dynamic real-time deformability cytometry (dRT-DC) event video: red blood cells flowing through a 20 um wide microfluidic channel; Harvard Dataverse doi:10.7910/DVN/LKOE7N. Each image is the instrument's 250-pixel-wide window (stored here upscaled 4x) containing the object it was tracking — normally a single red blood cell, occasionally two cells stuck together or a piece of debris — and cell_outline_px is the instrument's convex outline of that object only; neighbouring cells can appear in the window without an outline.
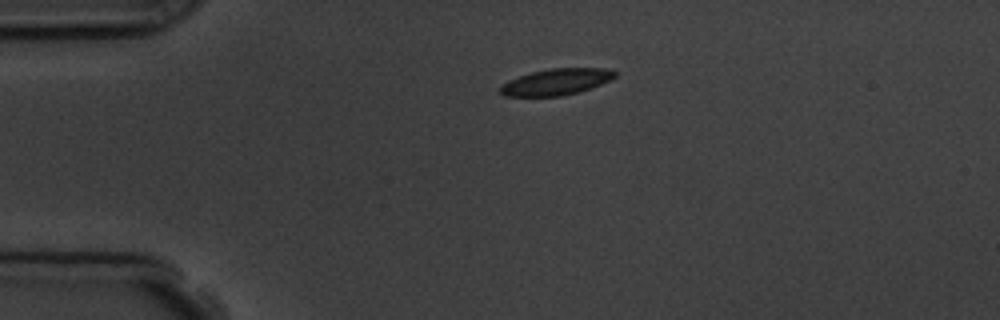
{"species": "common noctule bat (a hibernating species)", "species_latin": "Nyctalus noctula", "temperature_condition": "room temperature", "stored_images_in_passage": 2, "camera_frame_rate_fps": 3000, "um_per_image_px": 0.085, "animal": {"sex": "male", "body_mass_g": 19.5, "forearm_length_mm": 54.6}, "frame": {"image": 1, "passage_image": 1, "time_ms": 0.0, "image_size_px": [1000, 320], "cell_outline_px": [[616, 76], [592, 88], [580, 92], [560, 96], [504, 96], [496, 92], [508, 80], [532, 72], [552, 68], [604, 68], [616, 72]], "centroid_in_image_um": [47.25, 6.97], "position_along_channel_um": 37.7, "area_um2": 17.51}}